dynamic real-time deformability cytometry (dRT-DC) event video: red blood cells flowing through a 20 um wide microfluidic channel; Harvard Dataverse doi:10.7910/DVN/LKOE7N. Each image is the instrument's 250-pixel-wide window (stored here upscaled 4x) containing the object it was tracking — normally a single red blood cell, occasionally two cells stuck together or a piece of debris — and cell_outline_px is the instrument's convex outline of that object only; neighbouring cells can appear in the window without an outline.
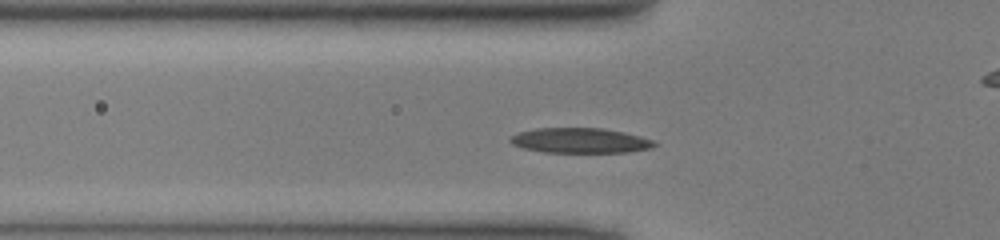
{"species": "common noctule bat (a hibernating species)", "species_latin": "Nyctalus noctula", "temperature_condition": "cold", "stored_images_in_passage": 44, "camera_frame_rate_fps": 3000, "um_per_image_px": 0.085, "animal": {"sex": "male", "body_mass_g": 13.0, "forearm_length_mm": 53.1}, "frame": {"image": 1, "passage_image": 10, "time_ms": 3.0, "image_size_px": [1000, 240], "cell_outline_px": [[660, 144], [652, 148], [628, 152], [544, 152], [524, 148], [512, 144], [508, 140], [508, 136], [520, 132], [536, 128], [600, 128], [624, 132], [640, 136], [652, 140]], "centroid_in_image_um": [49.31, 11.94], "position_along_channel_um": 76.5, "area_um2": 21.1}}
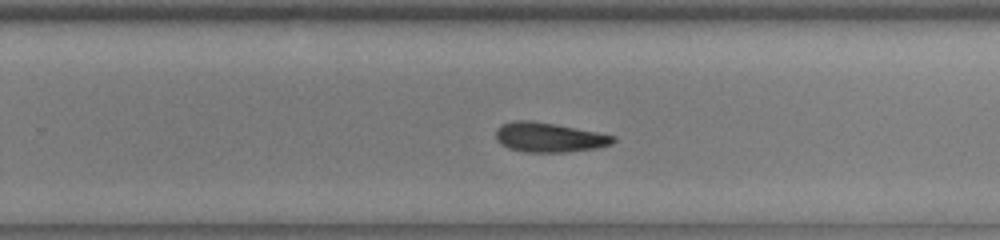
{"frame": {"image": 2, "passage_image": 25, "time_ms": 8.0, "image_size_px": [1000, 240], "cell_outline_px": [[616, 140], [612, 144], [596, 148], [564, 152], [524, 152], [508, 148], [500, 144], [496, 140], [496, 128], [500, 124], [512, 120], [532, 120], [556, 124], [616, 136]], "centroid_in_image_um": [46.62, 11.66], "position_along_channel_um": 283.2, "area_um2": 20.4}}
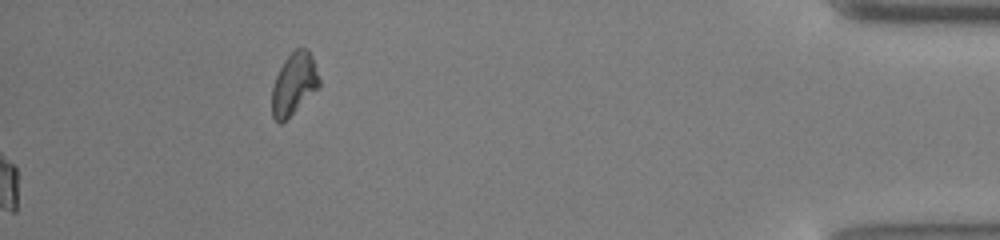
{"frame": {"image": 3, "passage_image": 44, "time_ms": 14.333, "image_size_px": [1000, 240], "cell_outline_px": [[320, 84], [280, 124], [272, 116], [272, 88], [276, 76], [284, 60], [296, 48], [308, 48], [320, 80]], "centroid_in_image_um": [24.95, 7.09], "position_along_channel_um": 410.2, "area_um2": 16.3}}